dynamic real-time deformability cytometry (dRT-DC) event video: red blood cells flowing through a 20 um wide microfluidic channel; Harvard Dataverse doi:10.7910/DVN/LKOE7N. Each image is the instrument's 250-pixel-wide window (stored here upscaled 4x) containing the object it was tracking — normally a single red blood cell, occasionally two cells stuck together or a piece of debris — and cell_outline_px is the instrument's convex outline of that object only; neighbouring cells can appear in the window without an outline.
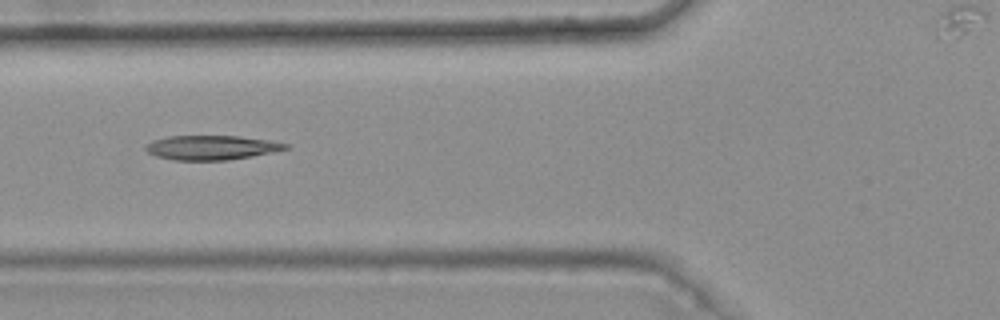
{"species": "common noctule bat (a hibernating species)", "species_latin": "Nyctalus noctula", "temperature_condition": "warm", "stored_images_in_passage": 9, "camera_frame_rate_fps": 3000, "um_per_image_px": 0.085, "animal": {"sex": "female", "body_mass_g": 25.1}, "frame": {"image": 1, "passage_image": 6, "time_ms": 1.667, "image_size_px": [1000, 320], "cell_outline_px": [[292, 144], [288, 148], [272, 152], [252, 156], [228, 160], [172, 160], [156, 156], [148, 152], [144, 148], [144, 144], [152, 140], [168, 136], [240, 136], [268, 140]], "centroid_in_image_um": [17.95, 12.54], "position_along_channel_um": 107.9, "area_um2": 20.0}}
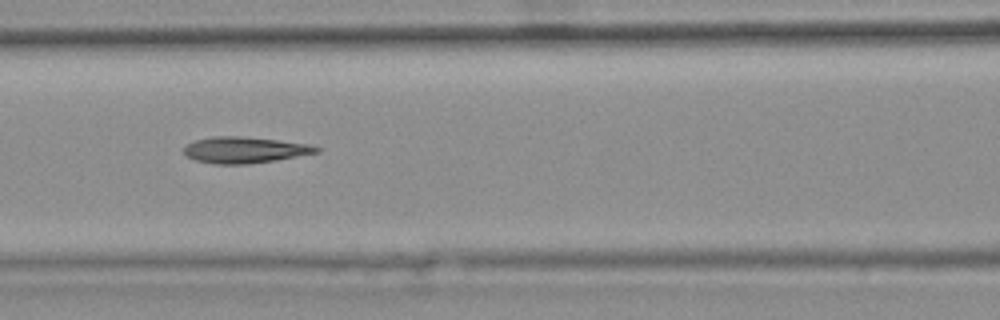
{"frame": {"image": 2, "passage_image": 7, "time_ms": 2.0, "image_size_px": [1000, 320], "cell_outline_px": [[320, 152], [276, 160], [248, 164], [212, 164], [196, 160], [188, 156], [184, 152], [184, 148], [188, 144], [196, 140], [212, 136], [240, 136], [312, 144], [320, 148]], "centroid_in_image_um": [20.83, 12.75], "position_along_channel_um": 145.8, "area_um2": 20.17}}